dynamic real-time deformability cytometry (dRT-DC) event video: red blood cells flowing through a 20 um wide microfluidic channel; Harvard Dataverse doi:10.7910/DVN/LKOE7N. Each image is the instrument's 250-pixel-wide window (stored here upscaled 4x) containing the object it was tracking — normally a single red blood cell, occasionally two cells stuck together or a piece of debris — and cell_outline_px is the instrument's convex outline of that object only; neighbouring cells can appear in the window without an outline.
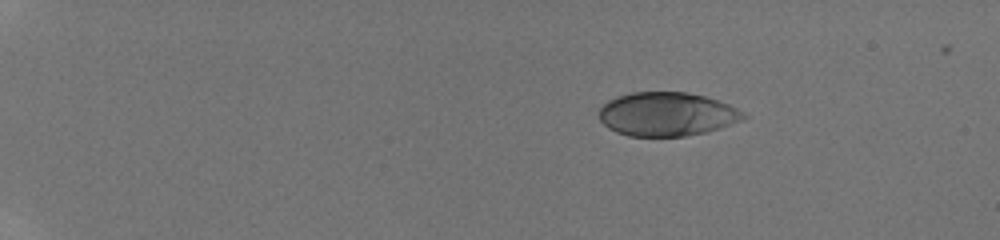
{"species": "human", "species_latin": "Homo sapiens", "temperature_condition": "room temperature", "stored_images_in_passage": 6, "camera_frame_rate_fps": 3000, "um_per_image_px": 0.085, "donor": {"sex": "male"}, "frame": {"image": 1, "passage_image": 2, "time_ms": 1.333, "image_size_px": [1000, 240], "cell_outline_px": [[748, 116], [744, 120], [708, 132], [684, 136], [628, 136], [616, 132], [608, 128], [600, 120], [600, 108], [608, 100], [616, 96], [632, 92], [688, 92], [720, 100], [744, 112]], "centroid_in_image_um": [56.71, 9.7], "position_along_channel_um": 28.3, "area_um2": 37.11}}
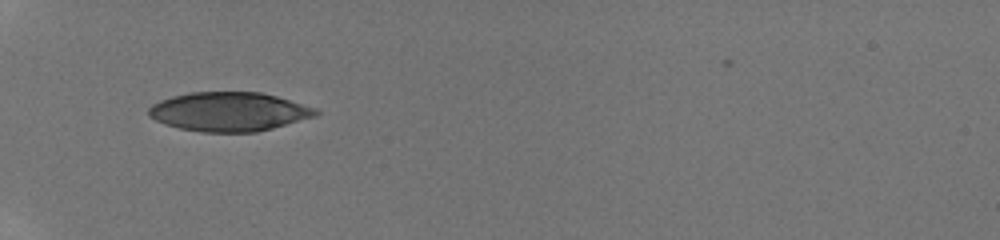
{"frame": {"image": 2, "passage_image": 5, "time_ms": 5.0, "image_size_px": [1000, 240], "cell_outline_px": [[320, 112], [316, 116], [272, 128], [256, 132], [200, 132], [180, 128], [164, 124], [148, 116], [148, 108], [152, 104], [160, 100], [172, 96], [192, 92], [260, 92], [276, 96], [316, 108]], "centroid_in_image_um": [19.44, 9.49], "position_along_channel_um": 65.6, "area_um2": 37.97}}